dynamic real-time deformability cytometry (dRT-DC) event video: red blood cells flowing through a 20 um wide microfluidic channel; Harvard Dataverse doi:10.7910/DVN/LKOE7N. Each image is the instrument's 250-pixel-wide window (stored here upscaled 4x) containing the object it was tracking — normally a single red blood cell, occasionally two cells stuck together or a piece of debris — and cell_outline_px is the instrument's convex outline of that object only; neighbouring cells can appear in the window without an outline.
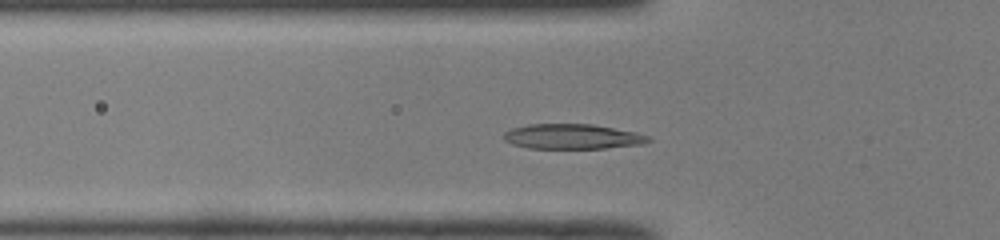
{"species": "common noctule bat (a hibernating species)", "species_latin": "Nyctalus noctula", "temperature_condition": "room temperature", "stored_images_in_passage": 41, "camera_frame_rate_fps": 3000, "um_per_image_px": 0.085, "animal": {"sex": "male", "body_mass_g": 19.0, "forearm_length_mm": 50.8}, "frame": {"image": 1, "passage_image": 8, "time_ms": 2.333, "image_size_px": [1000, 240], "cell_outline_px": [[652, 140], [644, 144], [604, 148], [528, 148], [512, 144], [504, 140], [504, 132], [512, 128], [528, 124], [592, 124], [636, 132], [652, 136]], "centroid_in_image_um": [48.69, 11.6], "position_along_channel_um": 77.1, "area_um2": 21.15}}
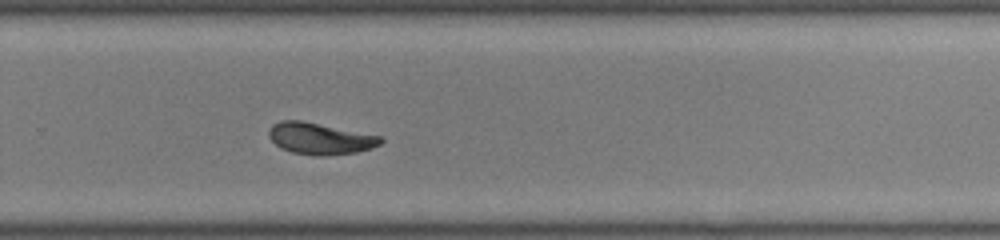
{"frame": {"image": 2, "passage_image": 25, "time_ms": 8.0, "image_size_px": [1000, 240], "cell_outline_px": [[384, 140], [380, 144], [372, 148], [356, 152], [324, 156], [316, 156], [292, 152], [280, 148], [268, 136], [268, 128], [272, 124], [280, 120], [300, 120], [384, 136]], "centroid_in_image_um": [27.21, 11.77], "position_along_channel_um": 302.6, "area_um2": 20.81}}
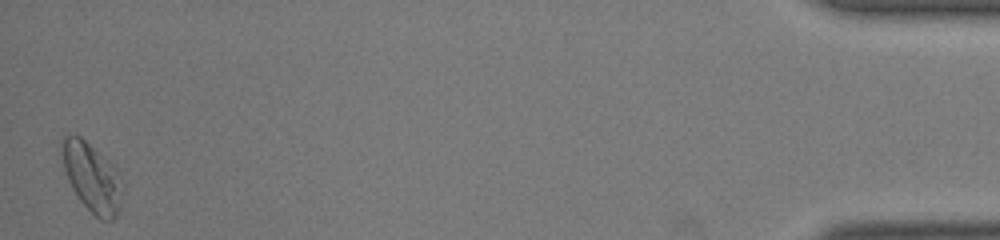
{"frame": {"image": 3, "passage_image": 41, "time_ms": 13.333, "image_size_px": [1000, 240], "cell_outline_px": [[124, 192], [120, 208], [116, 216], [112, 220], [100, 220], [76, 196], [68, 180], [64, 168], [60, 148], [60, 140], [64, 136], [80, 136], [108, 160], [120, 172], [124, 184]], "centroid_in_image_um": [7.85, 15.09], "position_along_channel_um": 427.3, "area_um2": 24.62}, "authors_computed_cell_mechanics": {"area_um2": 20.4612, "velocity_mm_per_s": 3.9857, "shape_relaxation_time_tau1_ms": 4.0821, "shape_relaxation_time_tau2_ms": 2.2221, "deformation_change_tau1": 0.1698, "deformation_change_tau2": 0.0606}}